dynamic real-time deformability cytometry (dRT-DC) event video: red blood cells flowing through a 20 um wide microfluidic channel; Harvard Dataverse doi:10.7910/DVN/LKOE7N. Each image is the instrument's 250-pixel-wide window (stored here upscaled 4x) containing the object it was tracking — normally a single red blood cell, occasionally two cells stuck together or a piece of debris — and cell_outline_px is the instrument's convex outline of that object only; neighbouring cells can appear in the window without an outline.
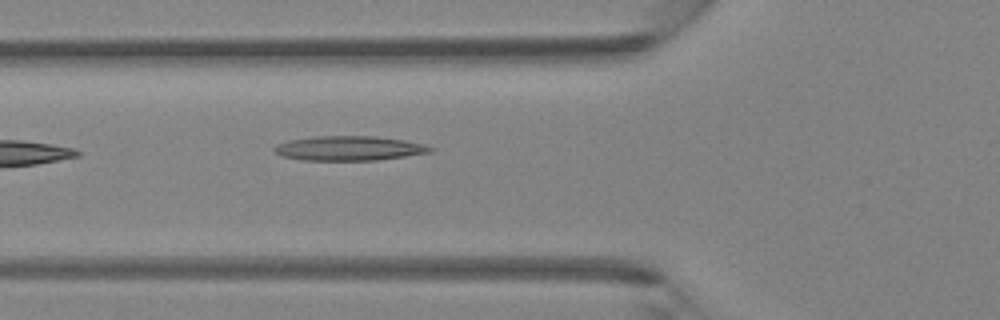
{"species": "Egyptian fruit bat (a non-hibernating species)", "species_latin": "Rousettus aegyptiacus", "temperature_condition": "room temperature", "stored_images_in_passage": 5, "camera_frame_rate_fps": 3000, "um_per_image_px": 0.085, "animal": {"sex": "female"}, "frame": {"image": 1, "passage_image": 5, "time_ms": 1.333, "image_size_px": [1000, 320], "cell_outline_px": [[436, 148], [432, 152], [376, 160], [300, 160], [284, 156], [276, 152], [272, 148], [276, 144], [288, 140], [316, 136], [376, 136], [404, 140], [424, 144]], "centroid_in_image_um": [29.68, 12.6], "position_along_channel_um": 96.1, "area_um2": 22.31}}